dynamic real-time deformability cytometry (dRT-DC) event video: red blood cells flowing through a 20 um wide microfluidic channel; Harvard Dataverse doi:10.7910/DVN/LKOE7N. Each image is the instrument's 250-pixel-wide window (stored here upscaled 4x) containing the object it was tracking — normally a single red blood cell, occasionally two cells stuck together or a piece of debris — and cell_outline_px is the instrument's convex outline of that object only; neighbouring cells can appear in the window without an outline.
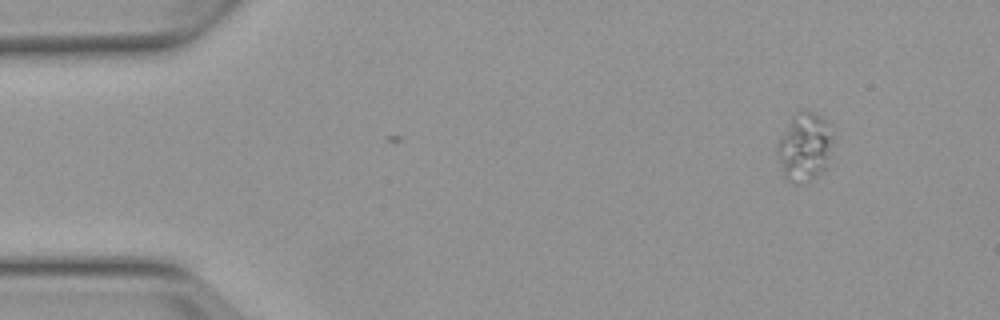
{"species": "Egyptian fruit bat (a non-hibernating species)", "species_latin": "Rousettus aegyptiacus", "temperature_condition": "warm", "stored_images_in_passage": 3, "camera_frame_rate_fps": 3000, "um_per_image_px": 0.085, "animal": {"sex": "female"}, "frame": {"image": 1, "passage_image": 1, "time_ms": 0.0, "image_size_px": [1000, 320], "cell_outline_px": [[832, 136], [828, 168], [812, 180], [800, 184], [792, 184], [784, 176], [776, 148], [776, 144], [780, 136], [792, 116], [800, 112], [812, 112], [820, 116], [824, 120]], "centroid_in_image_um": [68.37, 12.56], "position_along_channel_um": 16.6, "area_um2": 22.02}}